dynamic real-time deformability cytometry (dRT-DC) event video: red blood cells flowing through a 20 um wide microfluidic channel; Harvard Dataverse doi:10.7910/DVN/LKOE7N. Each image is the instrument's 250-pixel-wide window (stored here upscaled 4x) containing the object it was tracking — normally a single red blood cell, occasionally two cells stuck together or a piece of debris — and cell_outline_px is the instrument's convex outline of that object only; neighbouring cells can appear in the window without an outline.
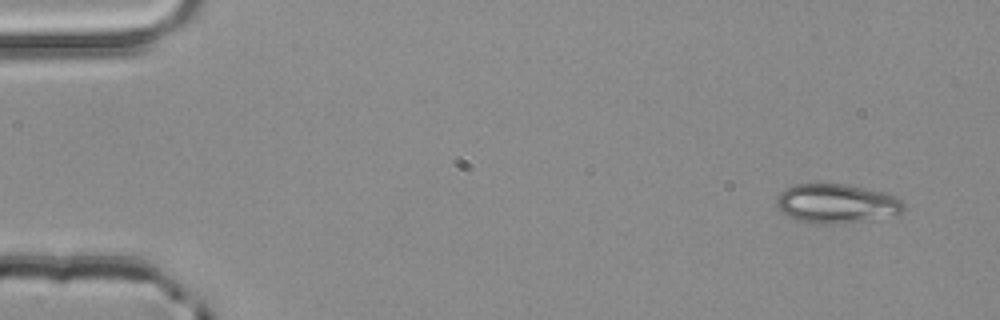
{"species": "common noctule bat (a hibernating species)", "species_latin": "Nyctalus noctula", "temperature_condition": "room temperature", "stored_images_in_passage": 4, "camera_frame_rate_fps": 3000, "um_per_image_px": 0.085, "animal": {"sex": "male", "body_mass_g": 20.4}, "frame": {"image": 1, "passage_image": 1, "time_ms": 0.0, "image_size_px": [1000, 320], "cell_outline_px": [[904, 212], [900, 216], [836, 224], [828, 224], [796, 220], [788, 216], [776, 204], [776, 196], [784, 188], [792, 184], [848, 184], [884, 192], [896, 196], [904, 204]], "centroid_in_image_um": [71.16, 17.3], "position_along_channel_um": 13.8, "area_um2": 29.42}}